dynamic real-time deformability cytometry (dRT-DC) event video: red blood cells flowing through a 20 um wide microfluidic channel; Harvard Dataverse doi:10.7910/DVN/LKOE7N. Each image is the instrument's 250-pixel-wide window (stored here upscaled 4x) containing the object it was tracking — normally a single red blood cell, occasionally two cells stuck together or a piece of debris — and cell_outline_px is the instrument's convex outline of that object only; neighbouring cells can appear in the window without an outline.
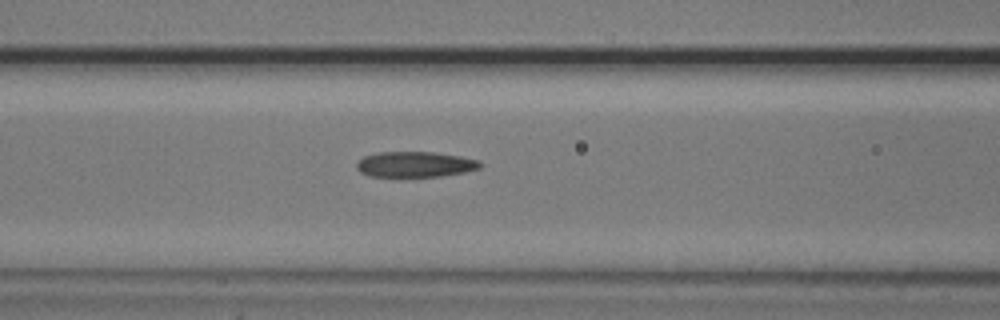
{"species": "common noctule bat (a hibernating species)", "species_latin": "Nyctalus noctula", "temperature_condition": "cold", "stored_images_in_passage": 4, "camera_frame_rate_fps": 3000, "um_per_image_px": 0.085, "animal": {"sex": "male", "body_mass_g": 20.5, "forearm_length_mm": 52.5}, "frame": {"image": 1, "passage_image": 4, "time_ms": 3.667, "image_size_px": [1000, 320], "cell_outline_px": [[484, 164], [480, 168], [464, 172], [440, 176], [368, 176], [360, 172], [356, 168], [356, 164], [364, 156], [376, 152], [436, 152], [460, 156], [480, 160]], "centroid_in_image_um": [35.3, 13.96], "position_along_channel_um": 131.3, "area_um2": 18.44}}